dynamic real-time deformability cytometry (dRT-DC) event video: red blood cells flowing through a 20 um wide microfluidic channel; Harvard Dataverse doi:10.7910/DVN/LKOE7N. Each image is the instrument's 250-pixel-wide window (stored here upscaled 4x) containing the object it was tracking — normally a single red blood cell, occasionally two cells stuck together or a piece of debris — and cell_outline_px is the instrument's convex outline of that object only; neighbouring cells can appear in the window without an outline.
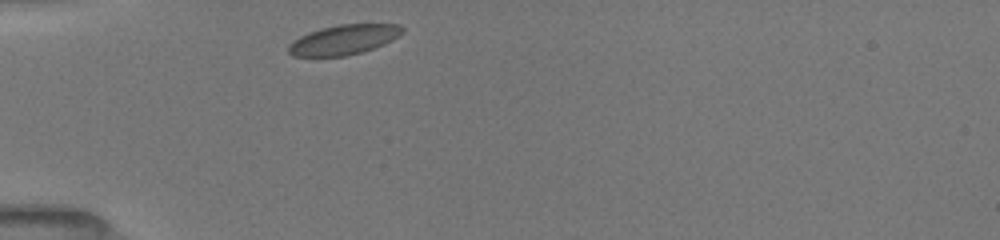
{"species": "common noctule bat (a hibernating species)", "species_latin": "Nyctalus noctula", "temperature_condition": "room temperature", "stored_images_in_passage": 3, "camera_frame_rate_fps": 3000, "um_per_image_px": 0.085, "animal": {"sex": "female", "body_mass_g": 19.5, "forearm_length_mm": 54.1}, "frame": {"image": 1, "passage_image": 1, "time_ms": 0.0, "image_size_px": [1000, 240], "cell_outline_px": [[404, 32], [392, 40], [384, 44], [360, 52], [344, 56], [292, 56], [288, 52], [288, 44], [292, 40], [308, 32], [320, 28], [340, 24], [400, 24], [404, 28]], "centroid_in_image_um": [29.2, 3.36], "position_along_channel_um": 55.8, "area_um2": 19.83}}
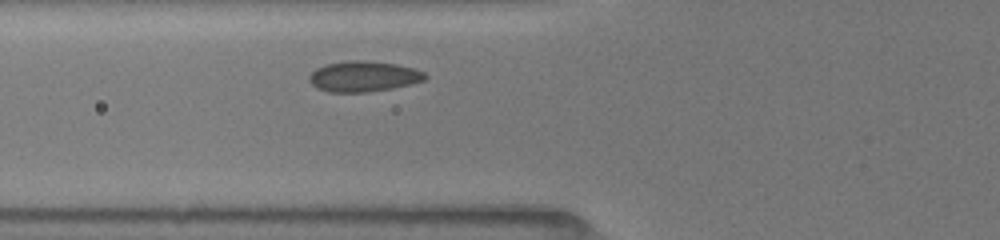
{"frame": {"image": 2, "passage_image": 3, "time_ms": 1.333, "image_size_px": [1000, 240], "cell_outline_px": [[428, 76], [424, 80], [412, 84], [392, 88], [368, 92], [328, 92], [316, 88], [308, 80], [308, 76], [316, 68], [328, 64], [352, 60], [360, 60], [396, 64], [412, 68], [424, 72]], "centroid_in_image_um": [30.89, 6.51], "position_along_channel_um": 94.9, "area_um2": 20.58}}